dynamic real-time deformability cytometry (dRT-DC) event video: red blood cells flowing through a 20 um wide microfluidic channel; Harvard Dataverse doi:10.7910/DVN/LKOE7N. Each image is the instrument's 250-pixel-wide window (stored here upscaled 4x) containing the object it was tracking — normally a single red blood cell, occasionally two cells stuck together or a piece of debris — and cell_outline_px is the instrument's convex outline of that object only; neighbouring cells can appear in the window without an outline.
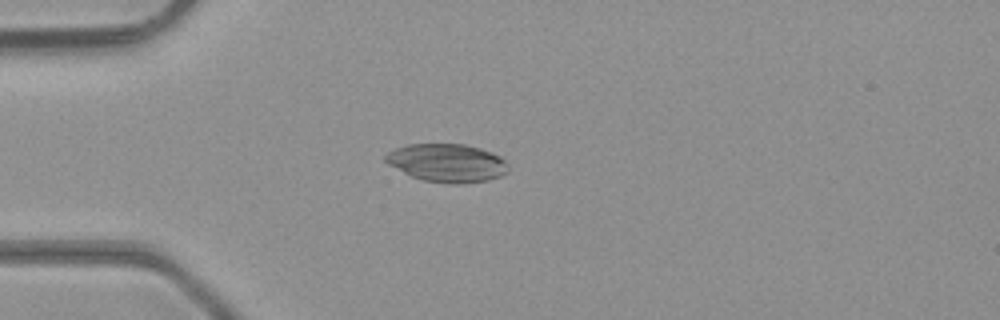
{"species": "common noctule bat (a hibernating species)", "species_latin": "Nyctalus noctula", "temperature_condition": "room temperature", "stored_images_in_passage": 4, "camera_frame_rate_fps": 3000, "um_per_image_px": 0.085, "animal": {"sex": "male", "body_mass_g": 23.1, "forearm_length_mm": 52.7}, "frame": {"image": 1, "passage_image": 3, "time_ms": 0.667, "image_size_px": [1000, 320], "cell_outline_px": [[508, 172], [500, 176], [488, 180], [460, 184], [452, 184], [424, 180], [412, 176], [388, 164], [384, 160], [384, 156], [388, 152], [396, 148], [408, 144], [464, 144], [480, 148], [492, 152], [500, 156], [508, 164]], "centroid_in_image_um": [38.02, 13.84], "position_along_channel_um": 47.0, "area_um2": 27.28}}